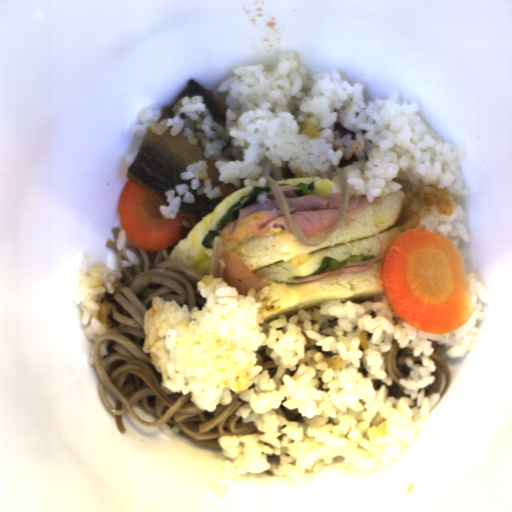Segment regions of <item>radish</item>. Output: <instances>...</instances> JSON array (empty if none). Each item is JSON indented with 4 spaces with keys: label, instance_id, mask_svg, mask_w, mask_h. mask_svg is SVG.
Returning a JSON list of instances; mask_svg holds the SVG:
<instances>
[{
    "label": "radish",
    "instance_id": "1",
    "mask_svg": "<svg viewBox=\"0 0 512 512\" xmlns=\"http://www.w3.org/2000/svg\"><path fill=\"white\" fill-rule=\"evenodd\" d=\"M383 298L401 321L429 334H447L473 316L461 248L448 237L415 228L404 230L382 256Z\"/></svg>",
    "mask_w": 512,
    "mask_h": 512
},
{
    "label": "radish",
    "instance_id": "2",
    "mask_svg": "<svg viewBox=\"0 0 512 512\" xmlns=\"http://www.w3.org/2000/svg\"><path fill=\"white\" fill-rule=\"evenodd\" d=\"M162 204L144 188L128 180L121 188L116 211L121 231L134 247L160 252L179 241L182 217L165 219Z\"/></svg>",
    "mask_w": 512,
    "mask_h": 512
}]
</instances>
